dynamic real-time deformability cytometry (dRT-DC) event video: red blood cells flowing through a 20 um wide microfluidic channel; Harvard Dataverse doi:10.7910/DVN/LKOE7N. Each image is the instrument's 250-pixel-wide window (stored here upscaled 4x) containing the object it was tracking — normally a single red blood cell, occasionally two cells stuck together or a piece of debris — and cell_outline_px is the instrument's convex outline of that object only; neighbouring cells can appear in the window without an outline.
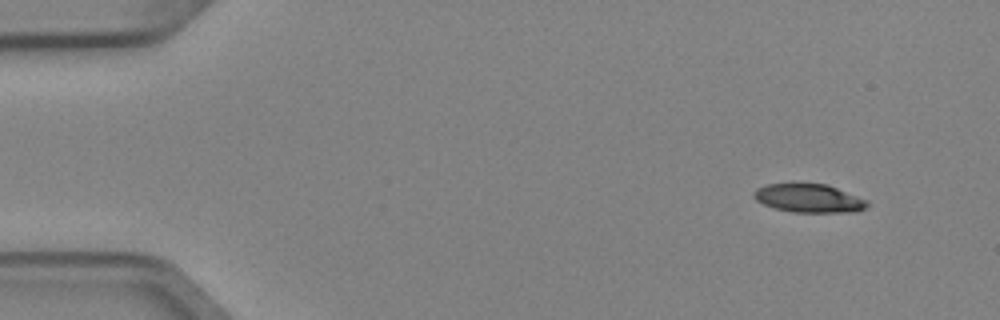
{"species": "Egyptian fruit bat (a non-hibernating species)", "species_latin": "Rousettus aegyptiacus", "temperature_condition": "cold", "stored_images_in_passage": 4, "camera_frame_rate_fps": 3000, "um_per_image_px": 0.085, "animal": {"sex": "female"}, "frame": {"image": 1, "passage_image": 1, "time_ms": 0.0, "image_size_px": [1000, 320], "cell_outline_px": [[868, 204], [864, 208], [856, 212], [792, 212], [776, 208], [764, 204], [756, 200], [752, 196], [752, 192], [756, 188], [768, 184], [792, 180], [828, 184], [868, 200]], "centroid_in_image_um": [68.71, 16.79], "position_along_channel_um": 16.3, "area_um2": 19.65}}
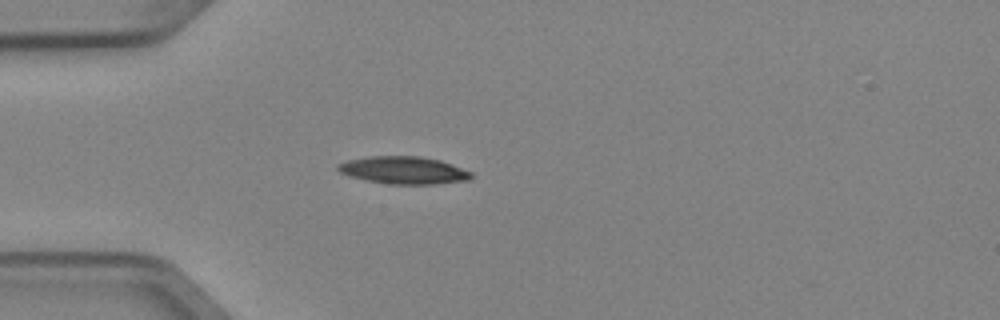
{"frame": {"image": 2, "passage_image": 4, "time_ms": 1.0, "image_size_px": [1000, 320], "cell_outline_px": [[472, 176], [468, 180], [436, 184], [388, 184], [368, 180], [352, 176], [340, 172], [336, 168], [336, 164], [348, 160], [368, 156], [420, 156], [440, 160], [452, 164], [472, 172]], "centroid_in_image_um": [34.32, 14.46], "position_along_channel_um": 50.7, "area_um2": 21.27}}